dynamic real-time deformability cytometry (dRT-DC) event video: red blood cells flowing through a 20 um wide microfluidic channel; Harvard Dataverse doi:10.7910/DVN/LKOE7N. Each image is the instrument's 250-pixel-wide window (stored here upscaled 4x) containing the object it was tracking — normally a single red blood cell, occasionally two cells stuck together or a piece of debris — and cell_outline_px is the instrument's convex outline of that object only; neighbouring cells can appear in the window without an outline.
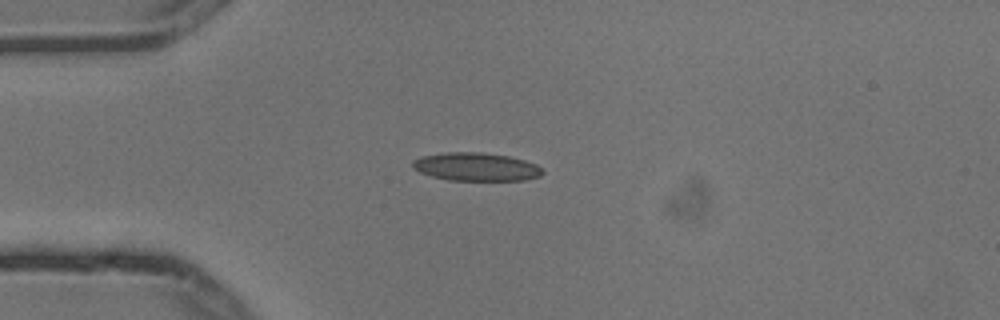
{"species": "common noctule bat (a hibernating species)", "species_latin": "Nyctalus noctula", "temperature_condition": "cold", "stored_images_in_passage": 4, "camera_frame_rate_fps": 3000, "um_per_image_px": 0.085, "animal": {"sex": "male", "body_mass_g": 13.3}, "frame": {"image": 1, "passage_image": 2, "time_ms": 0.333, "image_size_px": [1000, 320], "cell_outline_px": [[544, 172], [540, 176], [524, 180], [448, 180], [432, 176], [420, 172], [412, 168], [412, 160], [424, 156], [444, 152], [480, 152], [508, 156], [524, 160], [536, 164]], "centroid_in_image_um": [40.45, 14.18], "position_along_channel_um": 44.5, "area_um2": 21.27}}
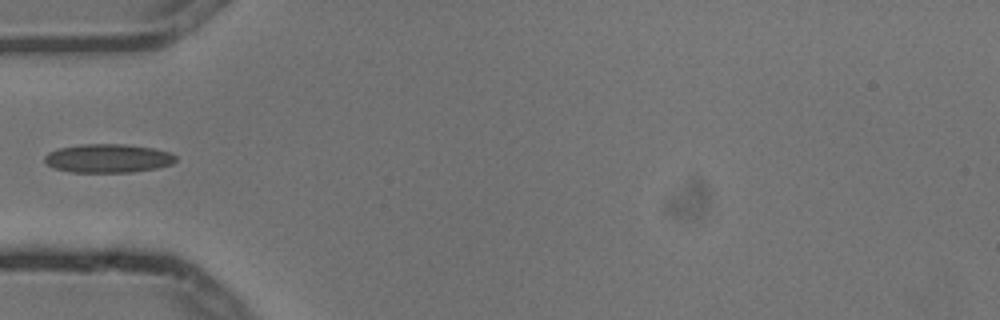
{"frame": {"image": 2, "passage_image": 3, "time_ms": 0.667, "image_size_px": [1000, 320], "cell_outline_px": [[176, 160], [172, 164], [156, 168], [132, 172], [72, 172], [56, 168], [48, 164], [44, 160], [44, 156], [48, 152], [56, 148], [80, 144], [128, 144], [152, 148], [168, 152], [176, 156]], "centroid_in_image_um": [9.16, 13.45], "position_along_channel_um": 75.8, "area_um2": 21.91}}
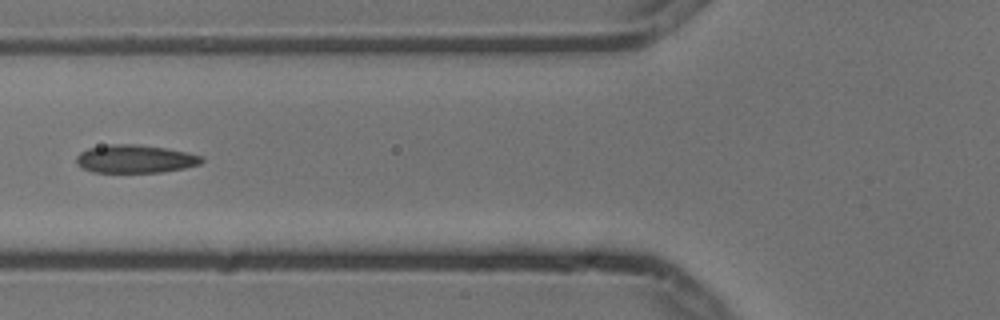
{"frame": {"image": 3, "passage_image": 4, "time_ms": 1.0, "image_size_px": [1000, 320], "cell_outline_px": [[204, 160], [200, 164], [184, 168], [160, 172], [92, 172], [80, 168], [76, 164], [76, 156], [80, 152], [88, 148], [108, 144], [136, 144], [164, 148], [188, 152], [200, 156]], "centroid_in_image_um": [11.43, 13.51], "position_along_channel_um": 114.4, "area_um2": 20.58}}